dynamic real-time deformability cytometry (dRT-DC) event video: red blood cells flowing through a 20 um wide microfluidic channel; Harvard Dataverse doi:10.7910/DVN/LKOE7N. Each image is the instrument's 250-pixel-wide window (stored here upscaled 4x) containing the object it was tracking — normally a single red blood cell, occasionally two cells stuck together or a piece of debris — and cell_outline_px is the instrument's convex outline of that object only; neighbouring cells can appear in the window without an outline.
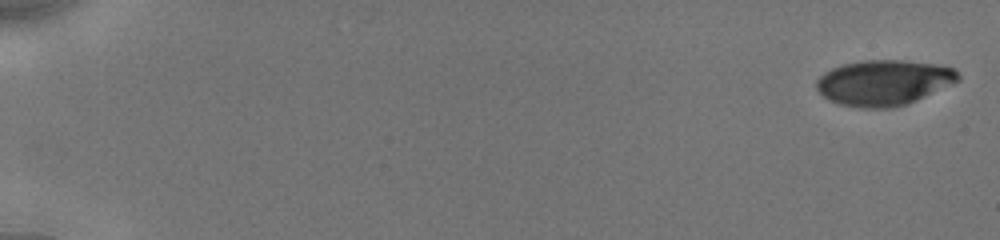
{"species": "human", "species_latin": "Homo sapiens", "temperature_condition": "cold", "stored_images_in_passage": 6, "camera_frame_rate_fps": 3000, "um_per_image_px": 0.085, "donor": {"sex": "male"}, "frame": {"image": 1, "passage_image": 1, "time_ms": 0.0, "image_size_px": [1000, 240], "cell_outline_px": [[960, 80], [916, 100], [892, 108], [860, 108], [840, 104], [824, 96], [816, 88], [816, 80], [824, 72], [832, 68], [844, 64], [864, 60], [900, 60], [936, 64], [956, 68], [960, 76]], "centroid_in_image_um": [75.13, 7.01], "position_along_channel_um": 9.9, "area_um2": 37.34}}
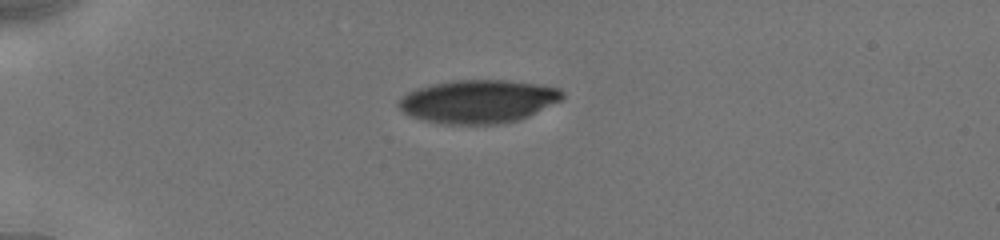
{"frame": {"image": 2, "passage_image": 5, "time_ms": 4.667, "image_size_px": [1000, 240], "cell_outline_px": [[564, 96], [560, 100], [520, 120], [500, 124], [440, 124], [408, 116], [396, 104], [408, 92], [416, 88], [432, 84], [452, 80], [504, 80], [536, 84], [560, 88], [564, 92]], "centroid_in_image_um": [40.63, 8.63], "position_along_channel_um": 44.4, "area_um2": 41.27}}